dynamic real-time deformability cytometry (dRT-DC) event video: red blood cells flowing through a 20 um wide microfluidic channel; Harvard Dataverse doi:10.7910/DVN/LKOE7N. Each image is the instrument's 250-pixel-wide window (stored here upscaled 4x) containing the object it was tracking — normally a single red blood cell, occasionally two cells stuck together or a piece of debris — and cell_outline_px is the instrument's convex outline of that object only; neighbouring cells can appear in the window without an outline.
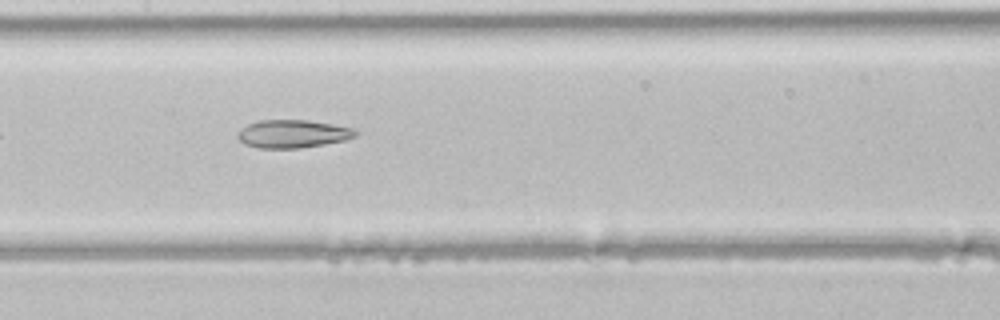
{"species": "common noctule bat (a hibernating species)", "species_latin": "Nyctalus noctula", "temperature_condition": "room temperature", "stored_images_in_passage": 14, "camera_frame_rate_fps": 3000, "um_per_image_px": 0.085, "animal": {"sex": "male", "body_mass_g": 21.5, "forearm_length_mm": 52.0}, "frame": {"image": 1, "passage_image": 8, "time_ms": 2.333, "image_size_px": [1000, 320], "cell_outline_px": [[356, 136], [344, 140], [324, 144], [300, 148], [260, 148], [244, 144], [236, 136], [236, 132], [240, 128], [248, 124], [260, 120], [308, 120], [332, 124], [352, 128], [356, 132]], "centroid_in_image_um": [24.82, 11.37], "position_along_channel_um": 182.6, "area_um2": 19.19}}